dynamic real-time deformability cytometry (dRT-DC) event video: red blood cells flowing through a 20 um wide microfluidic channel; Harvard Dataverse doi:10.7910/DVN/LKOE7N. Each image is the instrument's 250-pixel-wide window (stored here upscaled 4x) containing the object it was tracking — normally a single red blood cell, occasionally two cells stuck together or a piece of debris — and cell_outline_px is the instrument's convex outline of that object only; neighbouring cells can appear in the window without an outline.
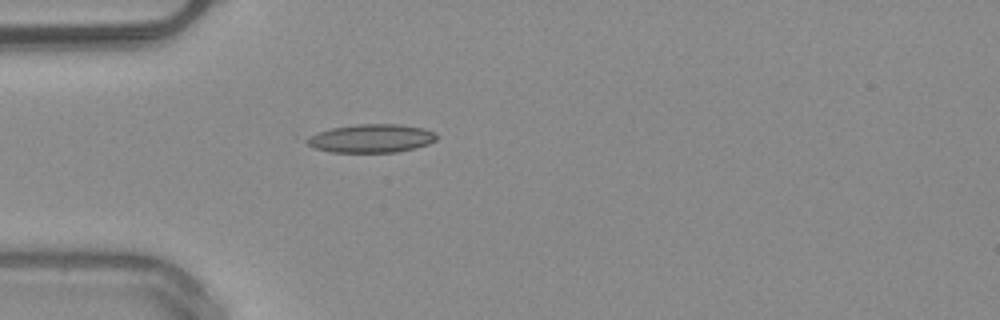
{"species": "common noctule bat (a hibernating species)", "species_latin": "Nyctalus noctula", "temperature_condition": "warm", "stored_images_in_passage": 36, "camera_frame_rate_fps": 3000, "um_per_image_px": 0.085, "animal": {"sex": "male", "body_mass_g": 20.4}, "frame": {"image": 1, "passage_image": 1, "time_ms": 0.0, "image_size_px": [1000, 320], "cell_outline_px": [[440, 136], [436, 140], [428, 144], [396, 152], [332, 152], [312, 148], [304, 140], [320, 132], [332, 128], [356, 124], [400, 124], [424, 128], [436, 132]], "centroid_in_image_um": [31.61, 11.76], "position_along_channel_um": 53.4, "area_um2": 21.44}, "authors_computed_cell_mechanics": {"area_um2": 19.4497, "velocity_mm_per_s": 4.0674, "shape_relaxation_time_tau1_ms": 9.5201, "shape_relaxation_time_tau2_ms": 1.9149, "deformation_change_tau1": 0.2061, "deformation_change_tau2": 0.1018}}